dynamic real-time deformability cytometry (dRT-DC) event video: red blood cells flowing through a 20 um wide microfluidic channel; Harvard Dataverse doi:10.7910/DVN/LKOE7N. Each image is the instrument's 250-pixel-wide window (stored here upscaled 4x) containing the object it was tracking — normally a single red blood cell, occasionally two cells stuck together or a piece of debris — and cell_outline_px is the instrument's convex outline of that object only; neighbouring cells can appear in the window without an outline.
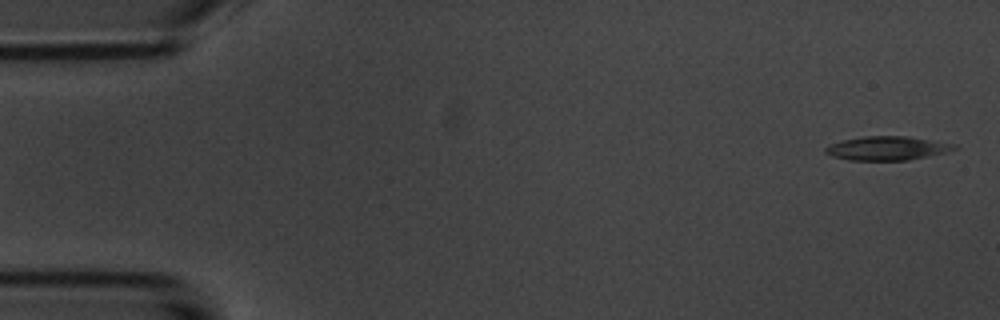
{"species": "common noctule bat (a hibernating species)", "species_latin": "Nyctalus noctula", "temperature_condition": "room temperature", "stored_images_in_passage": 6, "camera_frame_rate_fps": 3000, "um_per_image_px": 0.085, "animal": {"sex": "male", "body_mass_g": 20.1, "forearm_length_mm": 53.5}, "frame": {"image": 1, "passage_image": 1, "time_ms": 0.0, "image_size_px": [1000, 320], "cell_outline_px": [[956, 148], [944, 152], [928, 156], [908, 160], [848, 160], [832, 156], [824, 152], [824, 148], [828, 144], [840, 140], [864, 136], [908, 136], [956, 144]], "centroid_in_image_um": [75.33, 12.59], "position_along_channel_um": 9.7, "area_um2": 17.92}}
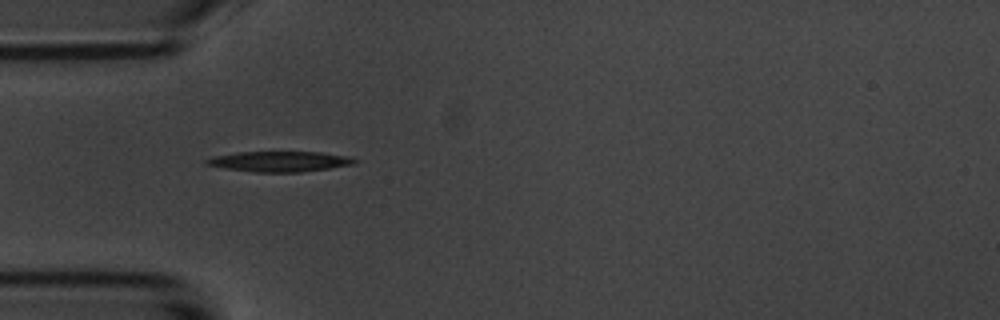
{"frame": {"image": 2, "passage_image": 5, "time_ms": 4.667, "image_size_px": [1000, 320], "cell_outline_px": [[356, 164], [300, 172], [256, 172], [224, 168], [204, 164], [204, 160], [212, 156], [236, 152], [320, 152], [344, 156], [356, 160]], "centroid_in_image_um": [23.68, 13.72], "position_along_channel_um": 61.3, "area_um2": 17.46}}